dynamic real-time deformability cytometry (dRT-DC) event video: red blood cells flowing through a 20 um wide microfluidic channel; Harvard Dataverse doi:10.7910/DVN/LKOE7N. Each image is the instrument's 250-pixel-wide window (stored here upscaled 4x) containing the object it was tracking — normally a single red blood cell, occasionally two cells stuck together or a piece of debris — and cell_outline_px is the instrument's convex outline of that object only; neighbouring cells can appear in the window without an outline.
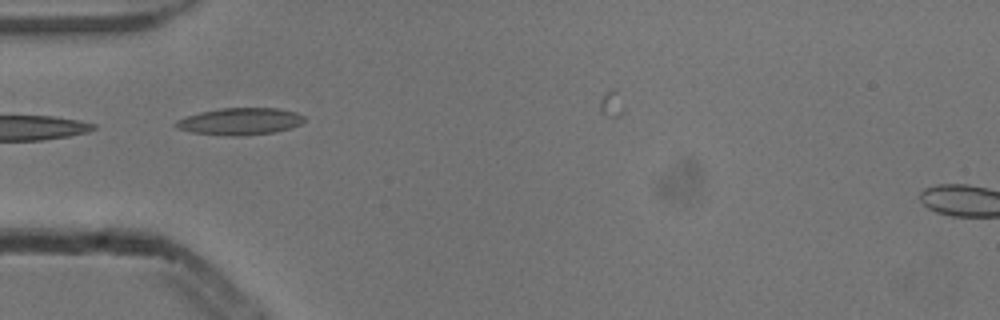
{"species": "common noctule bat (a hibernating species)", "species_latin": "Nyctalus noctula", "temperature_condition": "cold", "stored_images_in_passage": 7, "camera_frame_rate_fps": 3000, "um_per_image_px": 0.085, "animal": {"sex": "male", "body_mass_g": 13.3}, "frame": {"image": 1, "passage_image": 4, "time_ms": 1.0, "image_size_px": [1000, 320], "cell_outline_px": [[304, 120], [300, 124], [292, 128], [272, 132], [244, 136], [228, 136], [192, 132], [176, 128], [172, 124], [176, 120], [184, 116], [200, 112], [220, 108], [280, 108], [296, 112], [304, 116]], "centroid_in_image_um": [20.37, 10.31], "position_along_channel_um": 64.6, "area_um2": 20.4}}
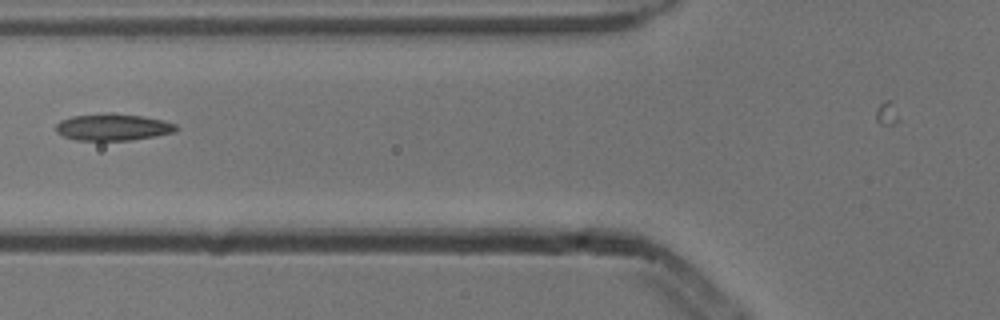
{"frame": {"image": 2, "passage_image": 5, "time_ms": 1.333, "image_size_px": [1000, 320], "cell_outline_px": [[176, 132], [156, 136], [128, 140], [76, 140], [64, 136], [56, 132], [56, 124], [60, 120], [72, 116], [108, 112], [144, 116], [164, 120], [176, 124]], "centroid_in_image_um": [9.6, 10.79], "position_along_channel_um": 116.2, "area_um2": 18.9}}
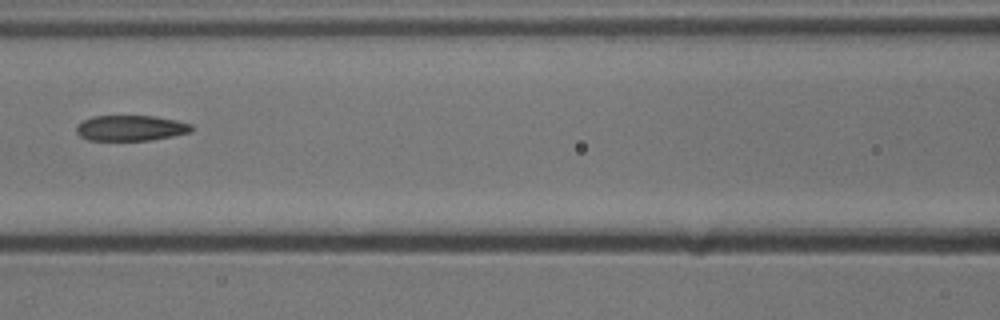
{"frame": {"image": 3, "passage_image": 6, "time_ms": 1.667, "image_size_px": [1000, 320], "cell_outline_px": [[196, 128], [192, 132], [152, 140], [88, 140], [80, 136], [76, 132], [76, 128], [84, 120], [92, 116], [156, 116], [176, 120], [192, 124]], "centroid_in_image_um": [11.17, 10.88], "position_along_channel_um": 155.4, "area_um2": 17.22}}